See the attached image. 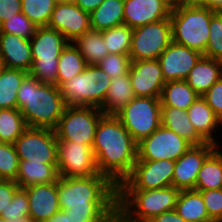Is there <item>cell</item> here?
<instances>
[{"label":"cell","mask_w":222,"mask_h":222,"mask_svg":"<svg viewBox=\"0 0 222 222\" xmlns=\"http://www.w3.org/2000/svg\"><path fill=\"white\" fill-rule=\"evenodd\" d=\"M137 145L116 115L104 114L97 124L92 146L99 174L118 187L137 161Z\"/></svg>","instance_id":"cell-1"},{"label":"cell","mask_w":222,"mask_h":222,"mask_svg":"<svg viewBox=\"0 0 222 222\" xmlns=\"http://www.w3.org/2000/svg\"><path fill=\"white\" fill-rule=\"evenodd\" d=\"M59 206L77 217H111L117 210L118 187L104 175L59 177Z\"/></svg>","instance_id":"cell-2"},{"label":"cell","mask_w":222,"mask_h":222,"mask_svg":"<svg viewBox=\"0 0 222 222\" xmlns=\"http://www.w3.org/2000/svg\"><path fill=\"white\" fill-rule=\"evenodd\" d=\"M66 106L57 85L41 83L30 74L17 92V108L27 127L55 129Z\"/></svg>","instance_id":"cell-3"},{"label":"cell","mask_w":222,"mask_h":222,"mask_svg":"<svg viewBox=\"0 0 222 222\" xmlns=\"http://www.w3.org/2000/svg\"><path fill=\"white\" fill-rule=\"evenodd\" d=\"M215 12L195 1L173 7L170 12L172 41L204 54Z\"/></svg>","instance_id":"cell-4"},{"label":"cell","mask_w":222,"mask_h":222,"mask_svg":"<svg viewBox=\"0 0 222 222\" xmlns=\"http://www.w3.org/2000/svg\"><path fill=\"white\" fill-rule=\"evenodd\" d=\"M179 193L180 190L174 186L150 190H118L117 209L130 221L150 222L163 212L175 209Z\"/></svg>","instance_id":"cell-5"},{"label":"cell","mask_w":222,"mask_h":222,"mask_svg":"<svg viewBox=\"0 0 222 222\" xmlns=\"http://www.w3.org/2000/svg\"><path fill=\"white\" fill-rule=\"evenodd\" d=\"M68 43L59 31L38 27L30 39L33 60L29 74L41 83L56 85L59 56Z\"/></svg>","instance_id":"cell-6"},{"label":"cell","mask_w":222,"mask_h":222,"mask_svg":"<svg viewBox=\"0 0 222 222\" xmlns=\"http://www.w3.org/2000/svg\"><path fill=\"white\" fill-rule=\"evenodd\" d=\"M111 80L98 65H87L79 75L63 82L59 89L66 105L101 109Z\"/></svg>","instance_id":"cell-7"},{"label":"cell","mask_w":222,"mask_h":222,"mask_svg":"<svg viewBox=\"0 0 222 222\" xmlns=\"http://www.w3.org/2000/svg\"><path fill=\"white\" fill-rule=\"evenodd\" d=\"M103 115L99 108L67 105L54 129L57 140L73 141L92 147L97 124Z\"/></svg>","instance_id":"cell-8"},{"label":"cell","mask_w":222,"mask_h":222,"mask_svg":"<svg viewBox=\"0 0 222 222\" xmlns=\"http://www.w3.org/2000/svg\"><path fill=\"white\" fill-rule=\"evenodd\" d=\"M161 101L155 97H135L116 116L139 143L161 126Z\"/></svg>","instance_id":"cell-9"},{"label":"cell","mask_w":222,"mask_h":222,"mask_svg":"<svg viewBox=\"0 0 222 222\" xmlns=\"http://www.w3.org/2000/svg\"><path fill=\"white\" fill-rule=\"evenodd\" d=\"M172 42L170 18L133 29L129 57L131 61L157 59Z\"/></svg>","instance_id":"cell-10"},{"label":"cell","mask_w":222,"mask_h":222,"mask_svg":"<svg viewBox=\"0 0 222 222\" xmlns=\"http://www.w3.org/2000/svg\"><path fill=\"white\" fill-rule=\"evenodd\" d=\"M57 143L54 129L27 127L13 145L19 160L58 164Z\"/></svg>","instance_id":"cell-11"},{"label":"cell","mask_w":222,"mask_h":222,"mask_svg":"<svg viewBox=\"0 0 222 222\" xmlns=\"http://www.w3.org/2000/svg\"><path fill=\"white\" fill-rule=\"evenodd\" d=\"M175 161L137 160L118 190H150L172 186Z\"/></svg>","instance_id":"cell-12"},{"label":"cell","mask_w":222,"mask_h":222,"mask_svg":"<svg viewBox=\"0 0 222 222\" xmlns=\"http://www.w3.org/2000/svg\"><path fill=\"white\" fill-rule=\"evenodd\" d=\"M192 144L174 131L160 126L137 145V160H178Z\"/></svg>","instance_id":"cell-13"},{"label":"cell","mask_w":222,"mask_h":222,"mask_svg":"<svg viewBox=\"0 0 222 222\" xmlns=\"http://www.w3.org/2000/svg\"><path fill=\"white\" fill-rule=\"evenodd\" d=\"M58 172L60 177H88L99 174L92 147L73 141H58Z\"/></svg>","instance_id":"cell-14"},{"label":"cell","mask_w":222,"mask_h":222,"mask_svg":"<svg viewBox=\"0 0 222 222\" xmlns=\"http://www.w3.org/2000/svg\"><path fill=\"white\" fill-rule=\"evenodd\" d=\"M218 145L206 142L201 145H192L178 160L175 161L172 176V186L176 189L194 190L198 173L205 159Z\"/></svg>","instance_id":"cell-15"},{"label":"cell","mask_w":222,"mask_h":222,"mask_svg":"<svg viewBox=\"0 0 222 222\" xmlns=\"http://www.w3.org/2000/svg\"><path fill=\"white\" fill-rule=\"evenodd\" d=\"M48 27L59 31L69 42L91 30L90 15L74 2L56 3Z\"/></svg>","instance_id":"cell-16"},{"label":"cell","mask_w":222,"mask_h":222,"mask_svg":"<svg viewBox=\"0 0 222 222\" xmlns=\"http://www.w3.org/2000/svg\"><path fill=\"white\" fill-rule=\"evenodd\" d=\"M129 77L136 97H161L165 80L158 59L131 61Z\"/></svg>","instance_id":"cell-17"},{"label":"cell","mask_w":222,"mask_h":222,"mask_svg":"<svg viewBox=\"0 0 222 222\" xmlns=\"http://www.w3.org/2000/svg\"><path fill=\"white\" fill-rule=\"evenodd\" d=\"M202 56L199 51L172 41L157 58L165 82L185 80Z\"/></svg>","instance_id":"cell-18"},{"label":"cell","mask_w":222,"mask_h":222,"mask_svg":"<svg viewBox=\"0 0 222 222\" xmlns=\"http://www.w3.org/2000/svg\"><path fill=\"white\" fill-rule=\"evenodd\" d=\"M172 7L165 0H124V24L137 28L170 18Z\"/></svg>","instance_id":"cell-19"},{"label":"cell","mask_w":222,"mask_h":222,"mask_svg":"<svg viewBox=\"0 0 222 222\" xmlns=\"http://www.w3.org/2000/svg\"><path fill=\"white\" fill-rule=\"evenodd\" d=\"M29 199V218L33 222L50 219L60 211L57 182L35 184L24 188Z\"/></svg>","instance_id":"cell-20"},{"label":"cell","mask_w":222,"mask_h":222,"mask_svg":"<svg viewBox=\"0 0 222 222\" xmlns=\"http://www.w3.org/2000/svg\"><path fill=\"white\" fill-rule=\"evenodd\" d=\"M0 54L5 68L29 73L33 60L30 40L14 34L0 33Z\"/></svg>","instance_id":"cell-21"},{"label":"cell","mask_w":222,"mask_h":222,"mask_svg":"<svg viewBox=\"0 0 222 222\" xmlns=\"http://www.w3.org/2000/svg\"><path fill=\"white\" fill-rule=\"evenodd\" d=\"M221 77L222 61L202 56L185 80L199 96H202Z\"/></svg>","instance_id":"cell-22"},{"label":"cell","mask_w":222,"mask_h":222,"mask_svg":"<svg viewBox=\"0 0 222 222\" xmlns=\"http://www.w3.org/2000/svg\"><path fill=\"white\" fill-rule=\"evenodd\" d=\"M59 177L58 164L19 160V171L15 181L20 188H26L35 184L57 182Z\"/></svg>","instance_id":"cell-23"},{"label":"cell","mask_w":222,"mask_h":222,"mask_svg":"<svg viewBox=\"0 0 222 222\" xmlns=\"http://www.w3.org/2000/svg\"><path fill=\"white\" fill-rule=\"evenodd\" d=\"M187 113L196 132L206 142L218 145L217 140L215 141V137H213L212 134L218 124L222 125V121L214 114L212 108L202 96H198L188 108Z\"/></svg>","instance_id":"cell-24"},{"label":"cell","mask_w":222,"mask_h":222,"mask_svg":"<svg viewBox=\"0 0 222 222\" xmlns=\"http://www.w3.org/2000/svg\"><path fill=\"white\" fill-rule=\"evenodd\" d=\"M161 125L174 131L192 145H201L206 141L196 132L189 120L187 110L173 107H161Z\"/></svg>","instance_id":"cell-25"},{"label":"cell","mask_w":222,"mask_h":222,"mask_svg":"<svg viewBox=\"0 0 222 222\" xmlns=\"http://www.w3.org/2000/svg\"><path fill=\"white\" fill-rule=\"evenodd\" d=\"M135 97L128 72L111 80L101 110L103 114L116 115Z\"/></svg>","instance_id":"cell-26"},{"label":"cell","mask_w":222,"mask_h":222,"mask_svg":"<svg viewBox=\"0 0 222 222\" xmlns=\"http://www.w3.org/2000/svg\"><path fill=\"white\" fill-rule=\"evenodd\" d=\"M91 29L104 31L124 24V0H104L90 14Z\"/></svg>","instance_id":"cell-27"},{"label":"cell","mask_w":222,"mask_h":222,"mask_svg":"<svg viewBox=\"0 0 222 222\" xmlns=\"http://www.w3.org/2000/svg\"><path fill=\"white\" fill-rule=\"evenodd\" d=\"M175 211L187 222H213L209 218L201 193L196 190L180 191Z\"/></svg>","instance_id":"cell-28"},{"label":"cell","mask_w":222,"mask_h":222,"mask_svg":"<svg viewBox=\"0 0 222 222\" xmlns=\"http://www.w3.org/2000/svg\"><path fill=\"white\" fill-rule=\"evenodd\" d=\"M198 96L199 95L187 84L186 80H174L165 82L160 101L162 107L188 110Z\"/></svg>","instance_id":"cell-29"},{"label":"cell","mask_w":222,"mask_h":222,"mask_svg":"<svg viewBox=\"0 0 222 222\" xmlns=\"http://www.w3.org/2000/svg\"><path fill=\"white\" fill-rule=\"evenodd\" d=\"M216 148L204 161L198 173L196 191L222 188V153Z\"/></svg>","instance_id":"cell-30"},{"label":"cell","mask_w":222,"mask_h":222,"mask_svg":"<svg viewBox=\"0 0 222 222\" xmlns=\"http://www.w3.org/2000/svg\"><path fill=\"white\" fill-rule=\"evenodd\" d=\"M87 65H97L100 60L109 54L103 40L102 32L89 30L73 42Z\"/></svg>","instance_id":"cell-31"},{"label":"cell","mask_w":222,"mask_h":222,"mask_svg":"<svg viewBox=\"0 0 222 222\" xmlns=\"http://www.w3.org/2000/svg\"><path fill=\"white\" fill-rule=\"evenodd\" d=\"M86 67L83 56L74 44L69 42L59 56L56 85L59 87L63 82L79 75Z\"/></svg>","instance_id":"cell-32"},{"label":"cell","mask_w":222,"mask_h":222,"mask_svg":"<svg viewBox=\"0 0 222 222\" xmlns=\"http://www.w3.org/2000/svg\"><path fill=\"white\" fill-rule=\"evenodd\" d=\"M29 73L5 68L0 74V109L17 108V92Z\"/></svg>","instance_id":"cell-33"},{"label":"cell","mask_w":222,"mask_h":222,"mask_svg":"<svg viewBox=\"0 0 222 222\" xmlns=\"http://www.w3.org/2000/svg\"><path fill=\"white\" fill-rule=\"evenodd\" d=\"M26 128L18 108L0 109V142L13 144Z\"/></svg>","instance_id":"cell-34"},{"label":"cell","mask_w":222,"mask_h":222,"mask_svg":"<svg viewBox=\"0 0 222 222\" xmlns=\"http://www.w3.org/2000/svg\"><path fill=\"white\" fill-rule=\"evenodd\" d=\"M133 28L125 24L102 31L105 47L109 53L129 54Z\"/></svg>","instance_id":"cell-35"},{"label":"cell","mask_w":222,"mask_h":222,"mask_svg":"<svg viewBox=\"0 0 222 222\" xmlns=\"http://www.w3.org/2000/svg\"><path fill=\"white\" fill-rule=\"evenodd\" d=\"M55 0H21V12L37 27L47 26Z\"/></svg>","instance_id":"cell-36"},{"label":"cell","mask_w":222,"mask_h":222,"mask_svg":"<svg viewBox=\"0 0 222 222\" xmlns=\"http://www.w3.org/2000/svg\"><path fill=\"white\" fill-rule=\"evenodd\" d=\"M37 28L34 23L20 12L0 24V33L14 34L30 40L36 33Z\"/></svg>","instance_id":"cell-37"},{"label":"cell","mask_w":222,"mask_h":222,"mask_svg":"<svg viewBox=\"0 0 222 222\" xmlns=\"http://www.w3.org/2000/svg\"><path fill=\"white\" fill-rule=\"evenodd\" d=\"M19 158L11 143L0 142V179L16 180Z\"/></svg>","instance_id":"cell-38"},{"label":"cell","mask_w":222,"mask_h":222,"mask_svg":"<svg viewBox=\"0 0 222 222\" xmlns=\"http://www.w3.org/2000/svg\"><path fill=\"white\" fill-rule=\"evenodd\" d=\"M209 28V40L203 56L222 61V12H215Z\"/></svg>","instance_id":"cell-39"},{"label":"cell","mask_w":222,"mask_h":222,"mask_svg":"<svg viewBox=\"0 0 222 222\" xmlns=\"http://www.w3.org/2000/svg\"><path fill=\"white\" fill-rule=\"evenodd\" d=\"M0 217L6 221L29 218V199L27 191L19 188L5 211L0 213Z\"/></svg>","instance_id":"cell-40"},{"label":"cell","mask_w":222,"mask_h":222,"mask_svg":"<svg viewBox=\"0 0 222 222\" xmlns=\"http://www.w3.org/2000/svg\"><path fill=\"white\" fill-rule=\"evenodd\" d=\"M131 59L129 54L109 53L98 62V66L107 73L111 79L127 74L130 69Z\"/></svg>","instance_id":"cell-41"},{"label":"cell","mask_w":222,"mask_h":222,"mask_svg":"<svg viewBox=\"0 0 222 222\" xmlns=\"http://www.w3.org/2000/svg\"><path fill=\"white\" fill-rule=\"evenodd\" d=\"M199 192L203 197L209 218L213 222H222V188Z\"/></svg>","instance_id":"cell-42"},{"label":"cell","mask_w":222,"mask_h":222,"mask_svg":"<svg viewBox=\"0 0 222 222\" xmlns=\"http://www.w3.org/2000/svg\"><path fill=\"white\" fill-rule=\"evenodd\" d=\"M214 114L222 121V77L202 95Z\"/></svg>","instance_id":"cell-43"},{"label":"cell","mask_w":222,"mask_h":222,"mask_svg":"<svg viewBox=\"0 0 222 222\" xmlns=\"http://www.w3.org/2000/svg\"><path fill=\"white\" fill-rule=\"evenodd\" d=\"M19 188L15 180L0 179V213L5 211Z\"/></svg>","instance_id":"cell-44"},{"label":"cell","mask_w":222,"mask_h":222,"mask_svg":"<svg viewBox=\"0 0 222 222\" xmlns=\"http://www.w3.org/2000/svg\"><path fill=\"white\" fill-rule=\"evenodd\" d=\"M109 219L110 217H77L60 210L50 219L41 222H109Z\"/></svg>","instance_id":"cell-45"},{"label":"cell","mask_w":222,"mask_h":222,"mask_svg":"<svg viewBox=\"0 0 222 222\" xmlns=\"http://www.w3.org/2000/svg\"><path fill=\"white\" fill-rule=\"evenodd\" d=\"M21 12V0H0V24Z\"/></svg>","instance_id":"cell-46"},{"label":"cell","mask_w":222,"mask_h":222,"mask_svg":"<svg viewBox=\"0 0 222 222\" xmlns=\"http://www.w3.org/2000/svg\"><path fill=\"white\" fill-rule=\"evenodd\" d=\"M150 222H187L182 217H180L175 209L165 211L162 214L156 216Z\"/></svg>","instance_id":"cell-47"},{"label":"cell","mask_w":222,"mask_h":222,"mask_svg":"<svg viewBox=\"0 0 222 222\" xmlns=\"http://www.w3.org/2000/svg\"><path fill=\"white\" fill-rule=\"evenodd\" d=\"M104 0H74L73 2L87 13L93 12Z\"/></svg>","instance_id":"cell-48"},{"label":"cell","mask_w":222,"mask_h":222,"mask_svg":"<svg viewBox=\"0 0 222 222\" xmlns=\"http://www.w3.org/2000/svg\"><path fill=\"white\" fill-rule=\"evenodd\" d=\"M195 2L216 12H222V0H196Z\"/></svg>","instance_id":"cell-49"},{"label":"cell","mask_w":222,"mask_h":222,"mask_svg":"<svg viewBox=\"0 0 222 222\" xmlns=\"http://www.w3.org/2000/svg\"><path fill=\"white\" fill-rule=\"evenodd\" d=\"M109 222H133L124 216L118 209L110 217Z\"/></svg>","instance_id":"cell-50"},{"label":"cell","mask_w":222,"mask_h":222,"mask_svg":"<svg viewBox=\"0 0 222 222\" xmlns=\"http://www.w3.org/2000/svg\"><path fill=\"white\" fill-rule=\"evenodd\" d=\"M172 8L190 3V0H165Z\"/></svg>","instance_id":"cell-51"},{"label":"cell","mask_w":222,"mask_h":222,"mask_svg":"<svg viewBox=\"0 0 222 222\" xmlns=\"http://www.w3.org/2000/svg\"><path fill=\"white\" fill-rule=\"evenodd\" d=\"M4 69H5L4 61L0 54V74L3 72Z\"/></svg>","instance_id":"cell-52"},{"label":"cell","mask_w":222,"mask_h":222,"mask_svg":"<svg viewBox=\"0 0 222 222\" xmlns=\"http://www.w3.org/2000/svg\"><path fill=\"white\" fill-rule=\"evenodd\" d=\"M9 222H33L30 218H23V219H17L15 221H9Z\"/></svg>","instance_id":"cell-53"},{"label":"cell","mask_w":222,"mask_h":222,"mask_svg":"<svg viewBox=\"0 0 222 222\" xmlns=\"http://www.w3.org/2000/svg\"><path fill=\"white\" fill-rule=\"evenodd\" d=\"M56 3H62V2H73L74 0H55Z\"/></svg>","instance_id":"cell-54"},{"label":"cell","mask_w":222,"mask_h":222,"mask_svg":"<svg viewBox=\"0 0 222 222\" xmlns=\"http://www.w3.org/2000/svg\"><path fill=\"white\" fill-rule=\"evenodd\" d=\"M0 222H9V221H6L4 218L0 217Z\"/></svg>","instance_id":"cell-55"}]
</instances>
